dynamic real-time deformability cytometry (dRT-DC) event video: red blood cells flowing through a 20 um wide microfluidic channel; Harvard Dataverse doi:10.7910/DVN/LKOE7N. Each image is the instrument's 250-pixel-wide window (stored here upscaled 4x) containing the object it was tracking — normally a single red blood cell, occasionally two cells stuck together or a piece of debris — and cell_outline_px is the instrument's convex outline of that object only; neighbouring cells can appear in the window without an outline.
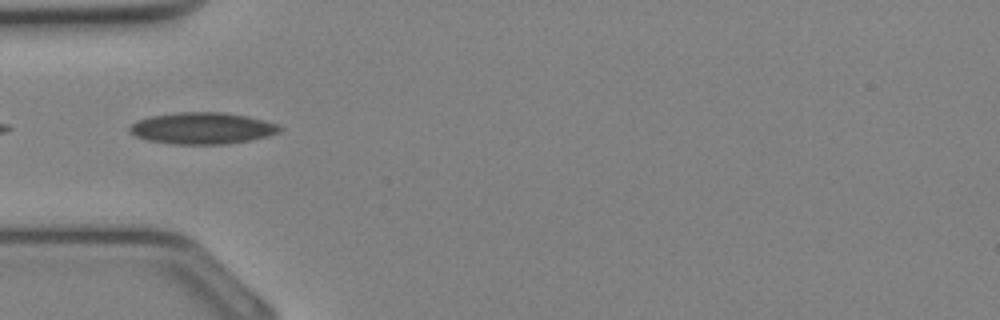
{"species": "Egyptian fruit bat (a non-hibernating species)", "species_latin": "Rousettus aegyptiacus", "temperature_condition": "cold", "stored_images_in_passage": 15, "camera_frame_rate_fps": 3000, "um_per_image_px": 0.085, "animal": {"sex": "female"}, "frame": {"image": 1, "passage_image": 1, "time_ms": 0.0, "image_size_px": [1000, 320], "cell_outline_px": [[284, 128], [280, 132], [268, 136], [248, 140], [224, 144], [172, 144], [148, 140], [136, 136], [128, 132], [128, 128], [136, 120], [148, 116], [176, 112], [224, 112], [248, 116], [280, 124]], "centroid_in_image_um": [17.19, 10.89], "position_along_channel_um": 67.8, "area_um2": 27.92}}
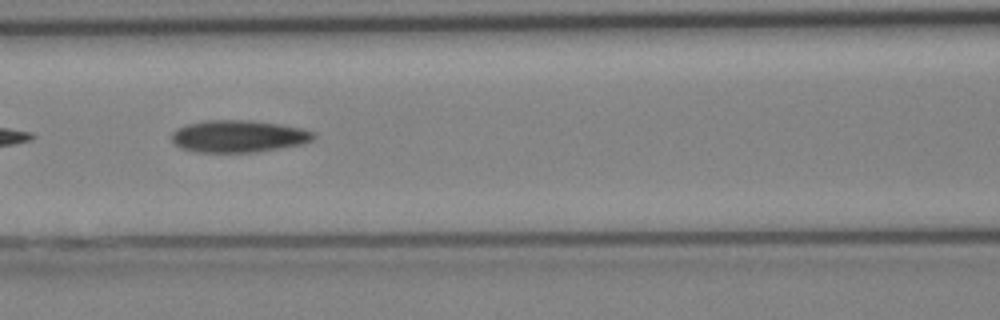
{"frame": {"image": 2, "passage_image": 5, "time_ms": 1.333, "image_size_px": [1000, 320], "cell_outline_px": [[316, 136], [312, 140], [304, 144], [256, 152], [192, 152], [180, 148], [172, 140], [172, 132], [176, 128], [188, 124], [204, 120], [248, 120], [280, 124], [300, 128], [316, 132]], "centroid_in_image_um": [20.27, 11.58], "position_along_channel_um": 146.3, "area_um2": 26.76}}
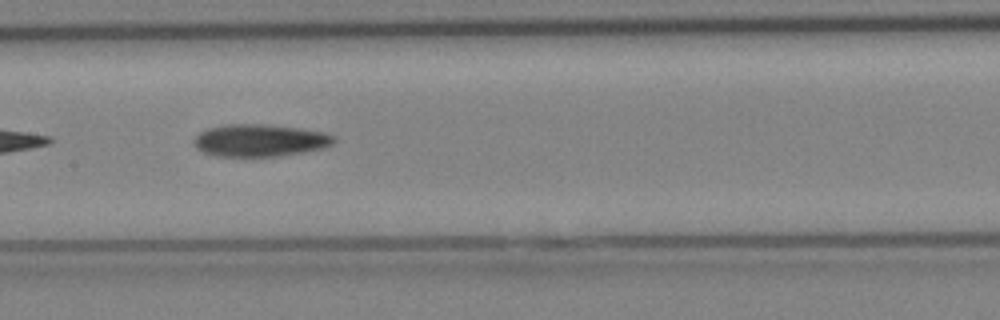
{"frame": {"image": 3, "passage_image": 7, "time_ms": 2.0, "image_size_px": [1000, 320], "cell_outline_px": [[336, 140], [332, 144], [324, 148], [304, 152], [280, 156], [216, 156], [204, 152], [196, 148], [192, 140], [200, 132], [208, 128], [224, 124], [264, 124], [300, 128], [324, 132], [336, 136]], "centroid_in_image_um": [22.1, 11.93], "position_along_channel_um": 185.3, "area_um2": 26.53}}